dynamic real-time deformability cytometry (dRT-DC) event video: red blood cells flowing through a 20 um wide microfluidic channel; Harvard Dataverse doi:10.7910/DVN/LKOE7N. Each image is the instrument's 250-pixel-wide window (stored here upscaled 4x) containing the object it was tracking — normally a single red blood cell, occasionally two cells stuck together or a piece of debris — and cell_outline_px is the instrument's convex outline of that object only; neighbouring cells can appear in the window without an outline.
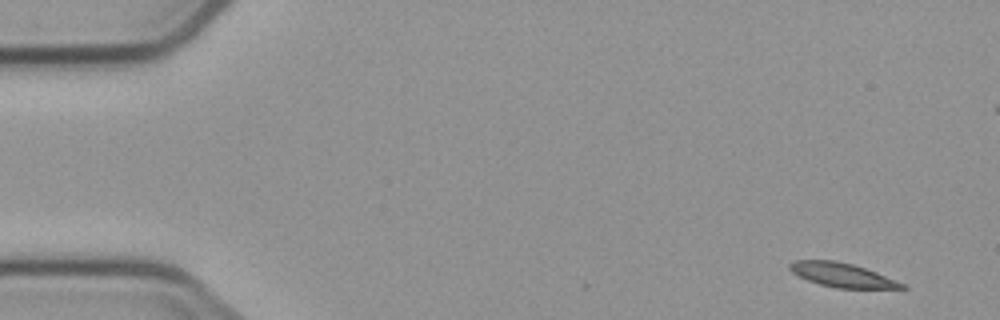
{"species": "common noctule bat (a hibernating species)", "species_latin": "Nyctalus noctula", "temperature_condition": "cold", "stored_images_in_passage": 3, "camera_frame_rate_fps": 3000, "um_per_image_px": 0.085, "animal": {"sex": "male", "body_mass_g": 23.1, "forearm_length_mm": 52.7}, "frame": {"image": 1, "passage_image": 1, "time_ms": 0.0, "image_size_px": [1000, 320], "cell_outline_px": [[908, 288], [836, 288], [820, 284], [808, 280], [792, 272], [788, 268], [788, 264], [796, 260], [832, 260], [852, 264], [876, 272], [904, 284]], "centroid_in_image_um": [71.54, 23.37], "position_along_channel_um": 13.5, "area_um2": 15.43}}